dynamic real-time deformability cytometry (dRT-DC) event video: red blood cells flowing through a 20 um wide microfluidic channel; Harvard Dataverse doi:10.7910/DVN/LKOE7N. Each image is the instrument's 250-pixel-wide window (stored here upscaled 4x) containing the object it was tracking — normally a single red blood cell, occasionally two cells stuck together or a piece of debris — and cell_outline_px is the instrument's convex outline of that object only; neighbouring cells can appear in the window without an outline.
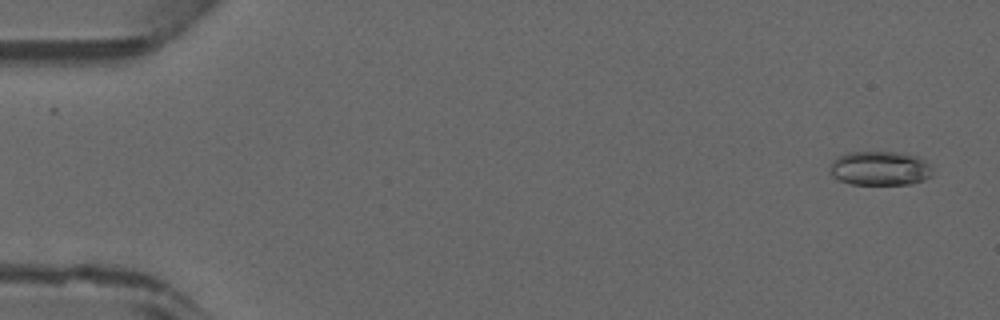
{"species": "common noctule bat (a hibernating species)", "species_latin": "Nyctalus noctula", "temperature_condition": "warm", "stored_images_in_passage": 42, "camera_frame_rate_fps": 3000, "um_per_image_px": 0.085, "animal": {"sex": "male", "forearm_length_mm": 52.5}, "frame": {"image": 1, "passage_image": 2, "time_ms": 0.333, "image_size_px": [1000, 320], "cell_outline_px": [[932, 176], [924, 180], [912, 184], [852, 184], [840, 180], [832, 176], [828, 168], [832, 160], [836, 156], [848, 152], [908, 152], [924, 160], [932, 168]], "centroid_in_image_um": [74.78, 14.3], "position_along_channel_um": 10.2, "area_um2": 20.81}}
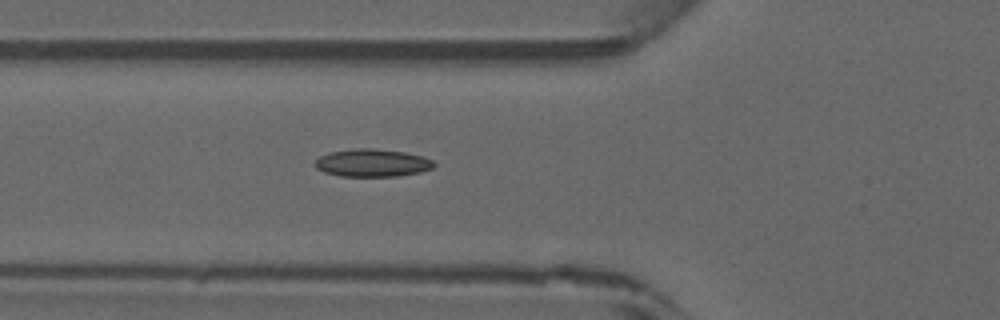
{"frame": {"image": 2, "passage_image": 17, "time_ms": 5.333, "image_size_px": [1000, 320], "cell_outline_px": [[436, 164], [432, 168], [420, 172], [396, 176], [340, 176], [324, 172], [316, 168], [316, 160], [320, 156], [328, 152], [356, 148], [372, 148], [404, 152], [424, 156], [432, 160]], "centroid_in_image_um": [31.65, 13.84], "position_along_channel_um": 94.2, "area_um2": 19.19}}
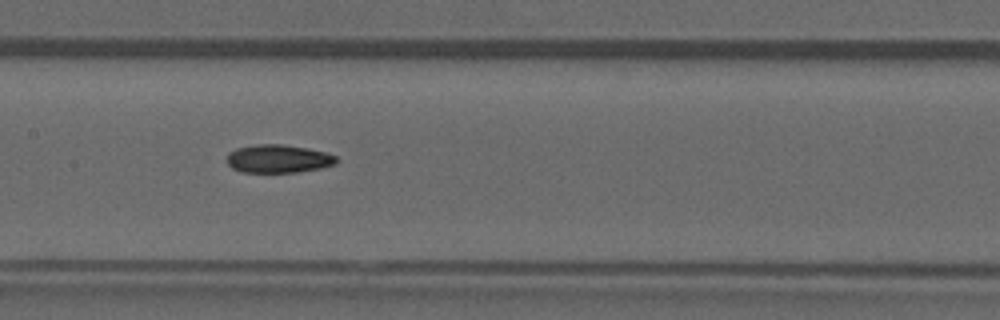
{"frame": {"image": 3, "passage_image": 23, "time_ms": 7.333, "image_size_px": [1000, 320], "cell_outline_px": [[340, 160], [336, 164], [320, 168], [296, 172], [240, 172], [232, 168], [228, 164], [228, 152], [236, 148], [256, 144], [280, 144], [308, 148], [328, 152], [336, 156]], "centroid_in_image_um": [23.68, 13.49], "position_along_channel_um": 183.7, "area_um2": 18.15}}